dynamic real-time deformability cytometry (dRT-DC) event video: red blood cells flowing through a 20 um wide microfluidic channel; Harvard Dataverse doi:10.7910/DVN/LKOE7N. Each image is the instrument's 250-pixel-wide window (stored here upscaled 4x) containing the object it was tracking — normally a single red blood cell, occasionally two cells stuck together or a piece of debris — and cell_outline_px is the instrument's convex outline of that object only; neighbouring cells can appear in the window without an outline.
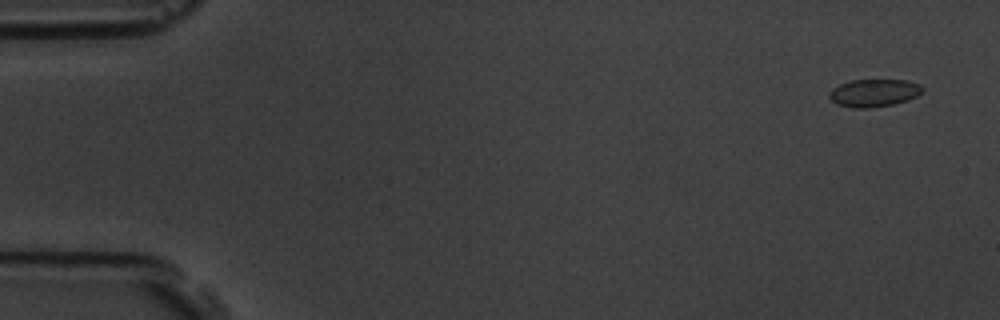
{"species": "common noctule bat (a hibernating species)", "species_latin": "Nyctalus noctula", "temperature_condition": "room temperature", "stored_images_in_passage": 6, "segment_of_instrument_passage": [1, 2], "camera_frame_rate_fps": 3000, "um_per_image_px": 0.085, "animal": {"sex": "male", "body_mass_g": 19.5, "forearm_length_mm": 54.6}, "frame": {"image": 1, "passage_image": 1, "time_ms": 0.0, "image_size_px": [1000, 320], "cell_outline_px": [[924, 88], [916, 96], [908, 100], [892, 104], [868, 108], [852, 108], [836, 104], [828, 96], [828, 92], [832, 88], [840, 84], [852, 80], [908, 80], [920, 84]], "centroid_in_image_um": [74.26, 7.89], "position_along_channel_um": 10.7, "area_um2": 15.03}}
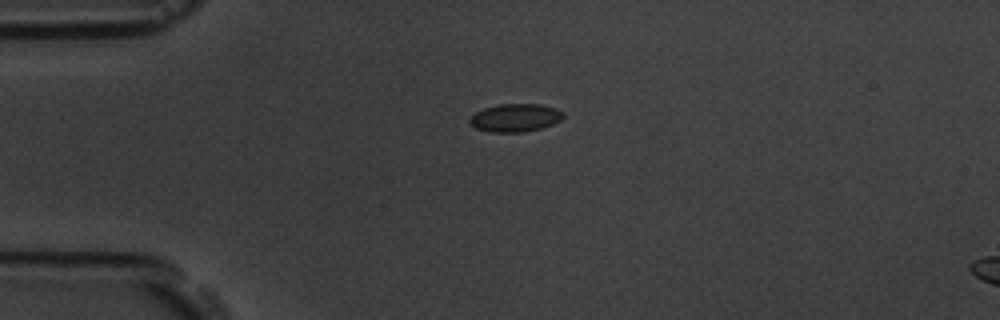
{"frame": {"image": 2, "passage_image": 4, "time_ms": 3.667, "image_size_px": [1000, 320], "cell_outline_px": [[564, 116], [560, 120], [552, 124], [540, 128], [524, 132], [488, 132], [476, 128], [468, 120], [476, 112], [484, 108], [500, 104], [540, 104], [556, 108], [564, 112]], "centroid_in_image_um": [43.81, 10.01], "position_along_channel_um": 41.2, "area_um2": 15.2}}